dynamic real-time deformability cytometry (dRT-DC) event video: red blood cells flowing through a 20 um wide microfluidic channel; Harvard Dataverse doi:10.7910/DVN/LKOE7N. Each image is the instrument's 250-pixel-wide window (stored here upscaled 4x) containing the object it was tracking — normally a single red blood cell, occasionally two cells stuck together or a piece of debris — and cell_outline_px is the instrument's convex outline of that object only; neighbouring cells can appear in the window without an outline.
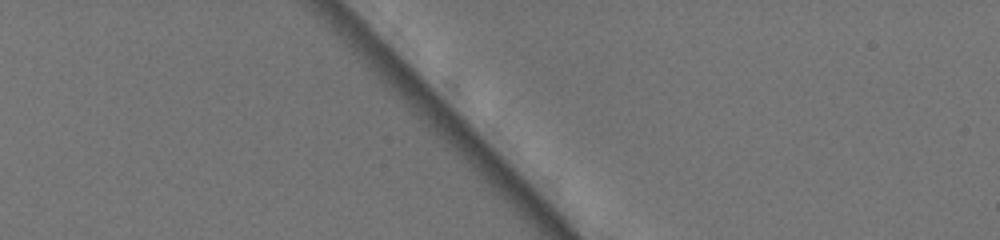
{"species": "common noctule bat (a hibernating species)", "species_latin": "Nyctalus noctula", "temperature_condition": "warm", "stored_images_in_passage": 2, "camera_frame_rate_fps": 3000, "um_per_image_px": 0.085, "animal": {"sex": "female", "body_mass_g": 19.5, "forearm_length_mm": 54.1}, "frame": {"image": 1, "passage_image": 1, "time_ms": 0.0, "image_size_px": [1000, 240], "cell_outline_px": [[604, 88], [592, 96], [588, 96], [560, 60], [556, 52], [568, 36], [600, 64]], "centroid_in_image_um": [49.42, 5.68], "position_along_channel_um": 35.6, "area_um2": 10.58}}